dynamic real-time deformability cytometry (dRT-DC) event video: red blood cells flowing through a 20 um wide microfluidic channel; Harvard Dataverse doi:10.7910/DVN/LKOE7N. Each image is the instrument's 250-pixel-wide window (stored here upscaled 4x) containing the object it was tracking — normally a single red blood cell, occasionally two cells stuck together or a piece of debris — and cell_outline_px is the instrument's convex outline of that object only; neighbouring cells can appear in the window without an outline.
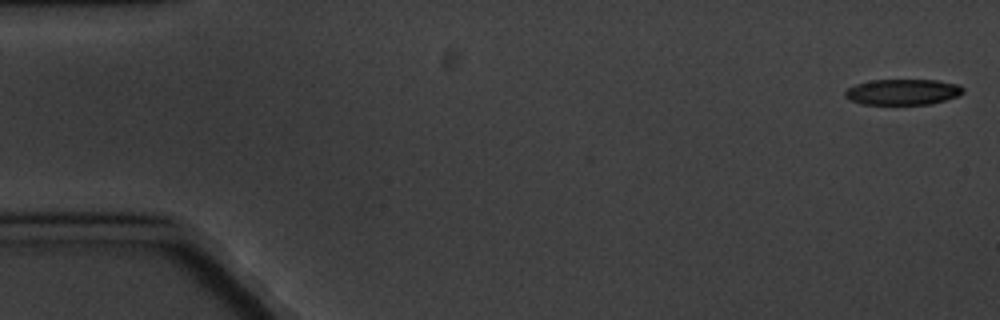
{"species": "common noctule bat (a hibernating species)", "species_latin": "Nyctalus noctula", "temperature_condition": "cold", "stored_images_in_passage": 4, "camera_frame_rate_fps": 3000, "um_per_image_px": 0.085, "animal": {"sex": "male", "body_mass_g": 20.1, "forearm_length_mm": 53.5}, "frame": {"image": 1, "passage_image": 1, "time_ms": 0.0, "image_size_px": [1000, 320], "cell_outline_px": [[964, 92], [956, 96], [944, 100], [928, 104], [860, 104], [848, 100], [844, 96], [844, 92], [848, 88], [856, 84], [872, 80], [936, 80], [956, 84], [964, 88]], "centroid_in_image_um": [76.68, 7.82], "position_along_channel_um": 8.3, "area_um2": 17.63}}